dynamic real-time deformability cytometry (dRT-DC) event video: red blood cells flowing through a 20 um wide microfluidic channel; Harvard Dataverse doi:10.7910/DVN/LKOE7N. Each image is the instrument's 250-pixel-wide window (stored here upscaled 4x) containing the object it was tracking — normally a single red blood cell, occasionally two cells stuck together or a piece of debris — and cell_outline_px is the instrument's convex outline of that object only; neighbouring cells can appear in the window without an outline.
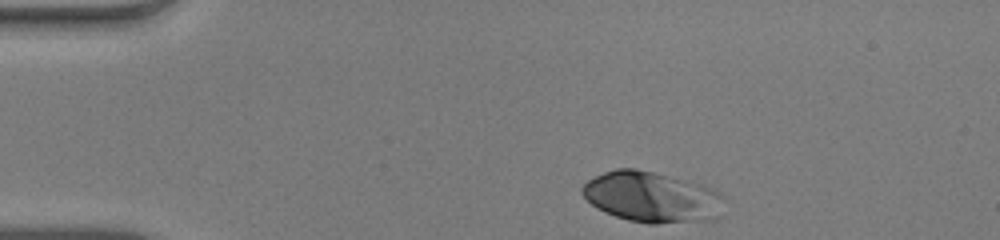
{"species": "human", "species_latin": "Homo sapiens", "temperature_condition": "warm", "stored_images_in_passage": 36, "camera_frame_rate_fps": 3000, "um_per_image_px": 0.085, "donor": {"sex": "male"}, "frame": {"image": 1, "passage_image": 1, "time_ms": 0.0, "image_size_px": [1000, 240], "cell_outline_px": [[728, 200], [724, 216], [716, 220], [656, 224], [648, 224], [628, 220], [604, 212], [592, 204], [580, 192], [580, 188], [588, 180], [604, 172], [616, 168], [636, 168], [700, 184], [720, 192]], "centroid_in_image_um": [55.51, 16.78], "position_along_channel_um": 29.5, "area_um2": 42.66}}
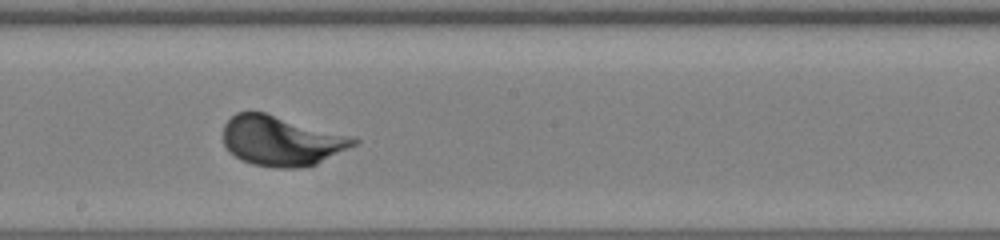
{"frame": {"image": 2, "passage_image": 21, "time_ms": 6.667, "image_size_px": [1000, 240], "cell_outline_px": [[360, 140], [356, 144], [316, 164], [300, 168], [276, 168], [252, 164], [240, 160], [228, 152], [224, 144], [224, 124], [236, 112], [264, 112], [348, 136]], "centroid_in_image_um": [23.85, 11.99], "position_along_channel_um": 224.3, "area_um2": 37.45}}
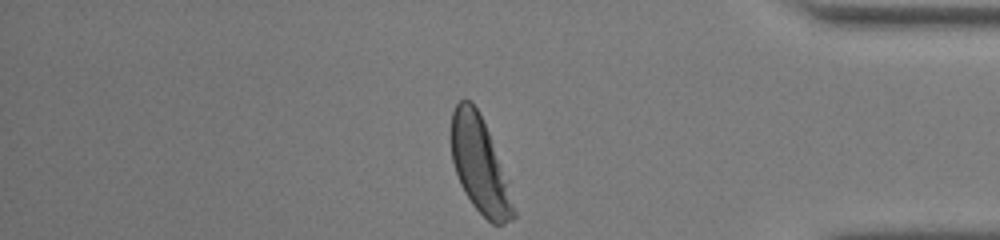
{"frame": {"image": 3, "passage_image": 36, "time_ms": 11.667, "image_size_px": [1000, 240], "cell_outline_px": [[516, 216], [512, 220], [504, 224], [492, 224], [472, 204], [464, 192], [460, 184], [452, 160], [452, 112], [456, 104], [460, 100], [472, 100], [488, 132], [516, 212]], "centroid_in_image_um": [40.74, 14.06], "position_along_channel_um": 394.5, "area_um2": 33.35}}